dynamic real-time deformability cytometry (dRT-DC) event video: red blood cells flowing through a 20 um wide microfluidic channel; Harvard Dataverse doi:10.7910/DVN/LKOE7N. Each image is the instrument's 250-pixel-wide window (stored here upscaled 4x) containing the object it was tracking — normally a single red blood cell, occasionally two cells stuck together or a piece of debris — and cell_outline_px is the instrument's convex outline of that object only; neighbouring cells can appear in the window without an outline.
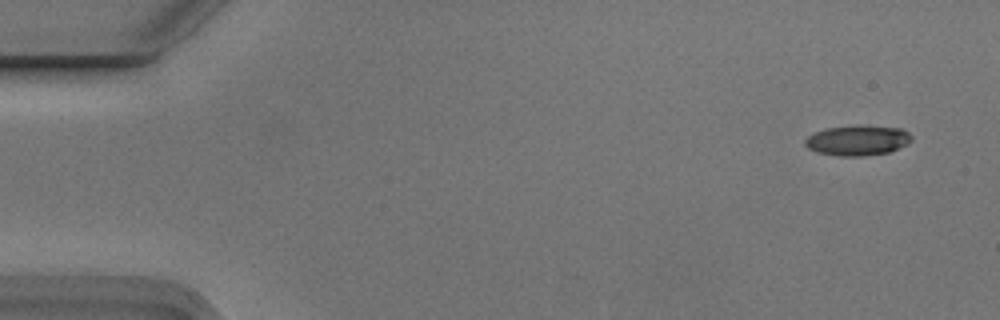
{"species": "Egyptian fruit bat (a non-hibernating species)", "species_latin": "Rousettus aegyptiacus", "temperature_condition": "cold", "stored_images_in_passage": 4, "camera_frame_rate_fps": 3000, "um_per_image_px": 0.085, "animal": {"sex": "male"}, "frame": {"image": 1, "passage_image": 1, "time_ms": 0.0, "image_size_px": [1000, 320], "cell_outline_px": [[912, 140], [908, 144], [888, 152], [864, 156], [836, 156], [816, 152], [808, 148], [804, 144], [804, 140], [808, 136], [816, 132], [828, 128], [900, 128], [908, 132], [912, 136]], "centroid_in_image_um": [72.87, 11.99], "position_along_channel_um": 12.1, "area_um2": 17.92}}
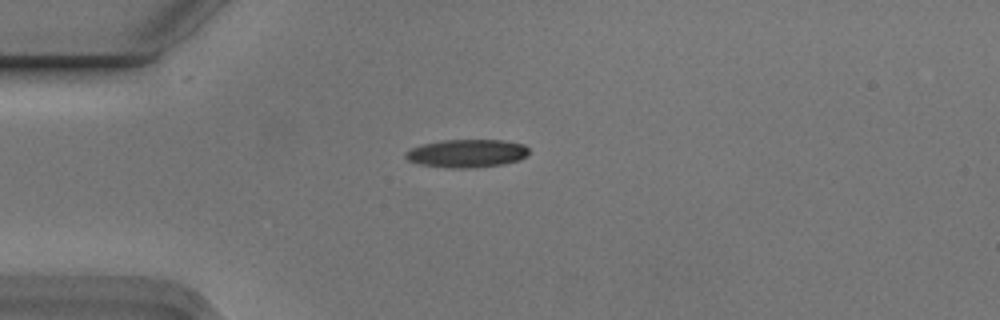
{"frame": {"image": 2, "passage_image": 4, "time_ms": 1.0, "image_size_px": [1000, 320], "cell_outline_px": [[528, 152], [520, 160], [504, 164], [476, 168], [444, 168], [420, 164], [408, 160], [404, 156], [404, 152], [420, 144], [444, 140], [504, 140], [524, 144], [528, 148]], "centroid_in_image_um": [39.66, 13.04], "position_along_channel_um": 45.3, "area_um2": 20.4}}